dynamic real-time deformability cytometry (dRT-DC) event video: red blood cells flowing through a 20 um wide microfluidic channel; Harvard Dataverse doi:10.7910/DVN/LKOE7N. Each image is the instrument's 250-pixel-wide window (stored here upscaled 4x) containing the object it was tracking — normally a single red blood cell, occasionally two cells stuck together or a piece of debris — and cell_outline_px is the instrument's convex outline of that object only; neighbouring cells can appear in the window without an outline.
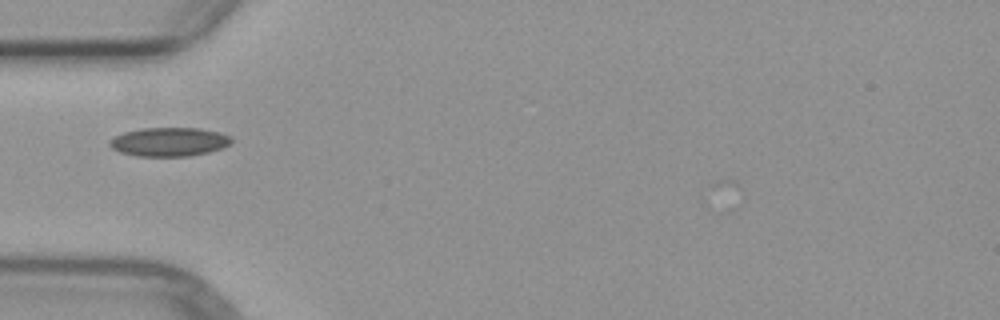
{"species": "common noctule bat (a hibernating species)", "species_latin": "Nyctalus noctula", "temperature_condition": "warm", "stored_images_in_passage": 2, "camera_frame_rate_fps": 3000, "um_per_image_px": 0.085, "animal": {"sex": "female", "body_mass_g": 29.2, "forearm_length_mm": 56.3}, "frame": {"image": 1, "passage_image": 2, "time_ms": 1.333, "image_size_px": [1000, 320], "cell_outline_px": [[232, 140], [228, 144], [220, 148], [208, 152], [188, 156], [136, 156], [120, 152], [112, 148], [108, 144], [108, 140], [112, 136], [124, 132], [140, 128], [200, 128], [220, 132], [232, 136]], "centroid_in_image_um": [14.33, 12.04], "position_along_channel_um": 70.7, "area_um2": 20.58}}